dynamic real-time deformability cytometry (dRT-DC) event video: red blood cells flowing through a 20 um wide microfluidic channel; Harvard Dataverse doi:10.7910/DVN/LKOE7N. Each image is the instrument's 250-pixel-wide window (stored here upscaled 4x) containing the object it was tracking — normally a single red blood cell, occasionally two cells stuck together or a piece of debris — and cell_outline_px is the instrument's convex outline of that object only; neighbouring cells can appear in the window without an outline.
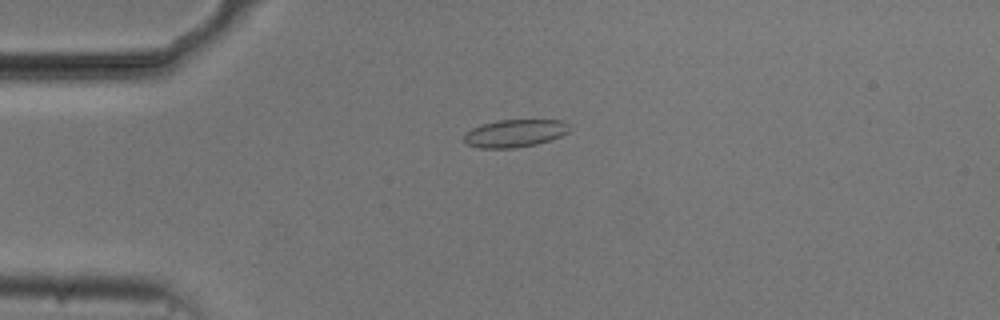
{"species": "common noctule bat (a hibernating species)", "species_latin": "Nyctalus noctula", "temperature_condition": "cold", "stored_images_in_passage": 54, "camera_frame_rate_fps": 3000, "um_per_image_px": 0.085, "animal": {"sex": "male", "body_mass_g": 20.5, "forearm_length_mm": 52.5}, "frame": {"image": 1, "passage_image": 13, "time_ms": 4.0, "image_size_px": [1000, 320], "cell_outline_px": [[572, 128], [568, 132], [560, 136], [536, 144], [516, 148], [480, 148], [468, 144], [464, 140], [464, 132], [480, 124], [500, 120], [560, 120], [568, 124]], "centroid_in_image_um": [43.75, 11.32], "position_along_channel_um": 41.3, "area_um2": 16.99}}
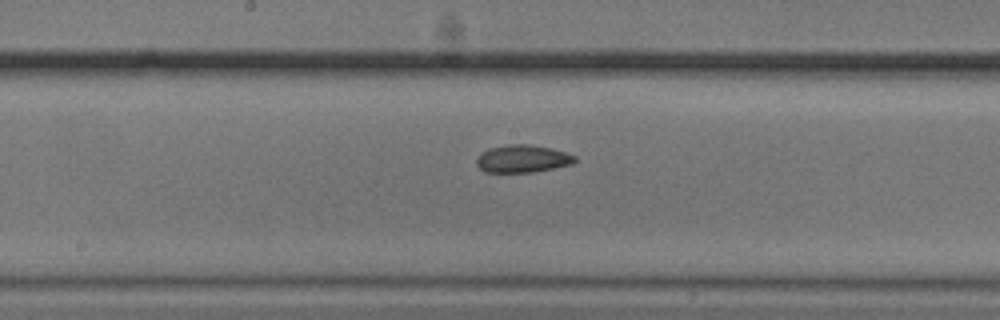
{"frame": {"image": 2, "passage_image": 28, "time_ms": 9.0, "image_size_px": [1000, 320], "cell_outline_px": [[576, 160], [572, 164], [532, 172], [484, 172], [476, 164], [476, 160], [488, 148], [508, 144], [528, 144], [548, 148], [564, 152], [576, 156]], "centroid_in_image_um": [44.4, 13.49], "position_along_channel_um": 203.8, "area_um2": 15.55}}
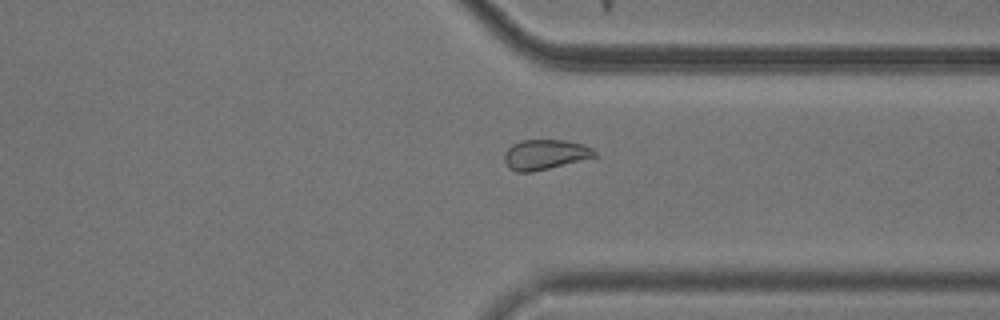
{"frame": {"image": 3, "passage_image": 41, "time_ms": 13.333, "image_size_px": [1000, 320], "cell_outline_px": [[596, 156], [532, 172], [516, 172], [508, 168], [504, 160], [504, 152], [512, 144], [520, 140], [568, 140], [584, 144], [592, 148], [596, 152]], "centroid_in_image_um": [46.29, 13.12], "position_along_channel_um": 365.1, "area_um2": 15.78}, "authors_computed_cell_mechanics": {"area_um2": 16.9643, "velocity_mm_per_s": 3.7348, "shape_relaxation_time_tau1_ms": null, "shape_relaxation_time_tau2_ms": 2.6452, "deformation_change_tau1": null, "deformation_change_tau2": 0.0658}}